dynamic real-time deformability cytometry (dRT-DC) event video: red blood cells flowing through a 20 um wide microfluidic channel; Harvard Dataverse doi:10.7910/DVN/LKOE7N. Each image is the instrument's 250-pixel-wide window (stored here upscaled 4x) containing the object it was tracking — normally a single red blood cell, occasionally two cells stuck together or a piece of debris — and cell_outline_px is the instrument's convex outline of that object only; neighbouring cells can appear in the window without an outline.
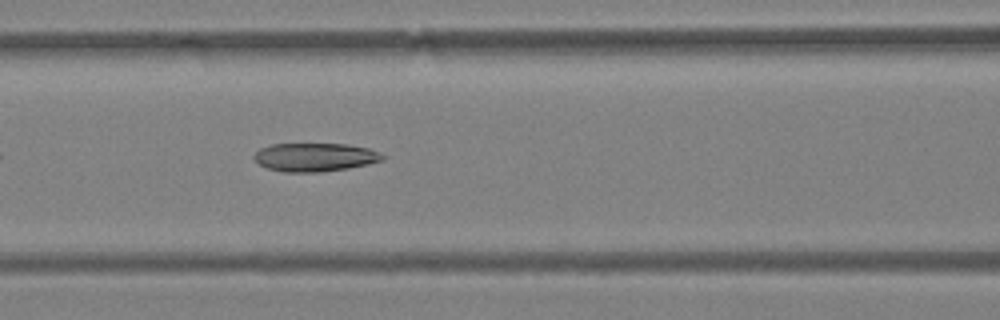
{"species": "Egyptian fruit bat (a non-hibernating species)", "species_latin": "Rousettus aegyptiacus", "temperature_condition": "warm", "stored_images_in_passage": 24, "camera_frame_rate_fps": 3000, "um_per_image_px": 0.085, "animal": {"sex": "female"}, "frame": {"image": 1, "passage_image": 8, "time_ms": 2.333, "image_size_px": [1000, 320], "cell_outline_px": [[384, 160], [368, 164], [348, 168], [320, 172], [284, 172], [268, 168], [260, 164], [252, 156], [260, 148], [272, 144], [348, 144], [368, 148], [380, 152], [384, 156]], "centroid_in_image_um": [26.78, 13.36], "position_along_channel_um": 139.8, "area_um2": 21.27}}
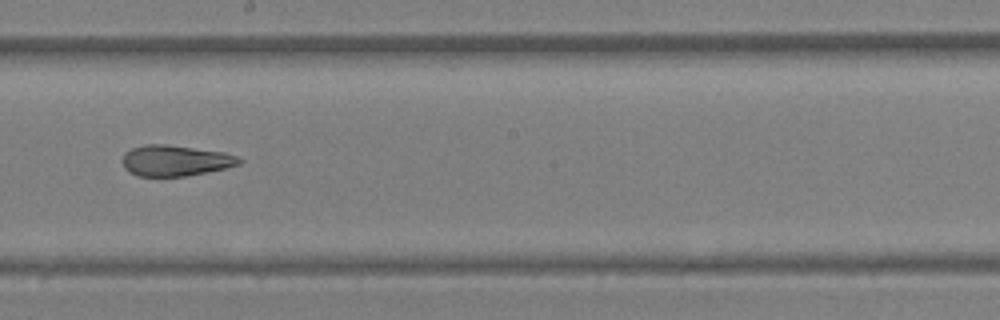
{"frame": {"image": 2, "passage_image": 15, "time_ms": 4.667, "image_size_px": [1000, 320], "cell_outline_px": [[244, 160], [240, 164], [224, 168], [184, 176], [136, 176], [128, 172], [124, 168], [120, 160], [124, 152], [132, 148], [144, 144], [164, 144], [224, 152], [236, 156]], "centroid_in_image_um": [14.83, 13.65], "position_along_channel_um": 233.4, "area_um2": 21.04}}
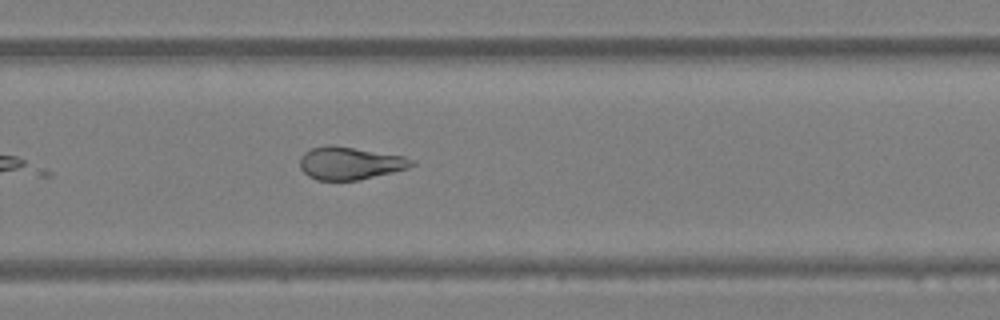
{"frame": {"image": 3, "passage_image": 20, "time_ms": 6.333, "image_size_px": [1000, 320], "cell_outline_px": [[416, 164], [408, 168], [360, 180], [316, 180], [308, 176], [300, 168], [300, 156], [304, 152], [312, 148], [328, 144], [332, 144], [404, 156], [416, 160]], "centroid_in_image_um": [29.75, 13.86], "position_along_channel_um": 300.1, "area_um2": 21.5}}